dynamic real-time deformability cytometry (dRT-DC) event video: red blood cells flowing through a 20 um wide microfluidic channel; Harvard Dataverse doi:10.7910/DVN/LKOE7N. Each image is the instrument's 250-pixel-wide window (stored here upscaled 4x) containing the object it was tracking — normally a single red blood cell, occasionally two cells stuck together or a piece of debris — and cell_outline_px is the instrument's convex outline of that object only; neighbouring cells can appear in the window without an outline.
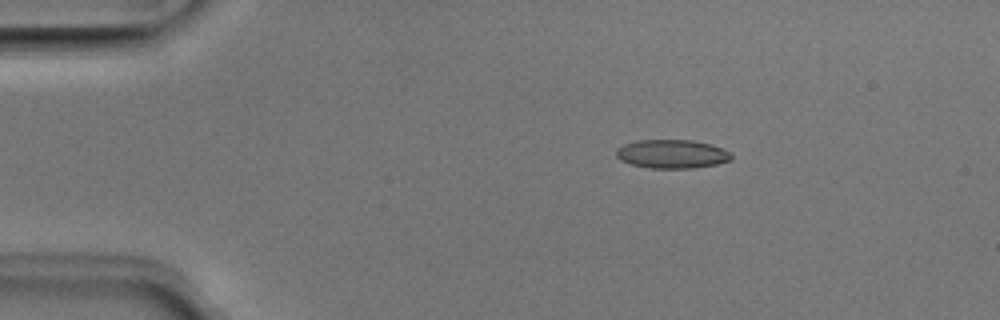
{"species": "Egyptian fruit bat (a non-hibernating species)", "species_latin": "Rousettus aegyptiacus", "temperature_condition": "room temperature", "stored_images_in_passage": 4, "camera_frame_rate_fps": 3000, "um_per_image_px": 0.085, "animal": {"sex": "male"}, "frame": {"image": 1, "passage_image": 3, "time_ms": 0.667, "image_size_px": [1000, 320], "cell_outline_px": [[732, 160], [716, 164], [692, 168], [648, 168], [632, 164], [620, 160], [616, 156], [616, 148], [624, 144], [636, 140], [692, 140], [712, 144], [728, 152], [732, 156]], "centroid_in_image_um": [57.09, 13.08], "position_along_channel_um": 27.9, "area_um2": 19.25}}